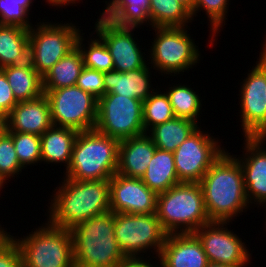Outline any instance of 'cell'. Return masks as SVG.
<instances>
[{"label":"cell","instance_id":"obj_1","mask_svg":"<svg viewBox=\"0 0 266 267\" xmlns=\"http://www.w3.org/2000/svg\"><path fill=\"white\" fill-rule=\"evenodd\" d=\"M52 190L47 220L56 227L72 229L91 217L110 211V180L79 181L60 177Z\"/></svg>","mask_w":266,"mask_h":267},{"label":"cell","instance_id":"obj_2","mask_svg":"<svg viewBox=\"0 0 266 267\" xmlns=\"http://www.w3.org/2000/svg\"><path fill=\"white\" fill-rule=\"evenodd\" d=\"M199 183L210 221L235 222L236 217L252 208L246 196L241 165L236 156L227 149Z\"/></svg>","mask_w":266,"mask_h":267},{"label":"cell","instance_id":"obj_3","mask_svg":"<svg viewBox=\"0 0 266 267\" xmlns=\"http://www.w3.org/2000/svg\"><path fill=\"white\" fill-rule=\"evenodd\" d=\"M114 227L115 213L108 211L70 229L75 267H121L129 261L117 243Z\"/></svg>","mask_w":266,"mask_h":267},{"label":"cell","instance_id":"obj_4","mask_svg":"<svg viewBox=\"0 0 266 267\" xmlns=\"http://www.w3.org/2000/svg\"><path fill=\"white\" fill-rule=\"evenodd\" d=\"M119 143L95 129L79 132L63 177L79 181L110 180L118 169Z\"/></svg>","mask_w":266,"mask_h":267},{"label":"cell","instance_id":"obj_5","mask_svg":"<svg viewBox=\"0 0 266 267\" xmlns=\"http://www.w3.org/2000/svg\"><path fill=\"white\" fill-rule=\"evenodd\" d=\"M153 29V30H152ZM149 31H154L153 40L146 50L148 64L160 74V77L170 78V76L183 77L184 72L190 71L201 64V52L196 44L197 41L191 37L188 27H153ZM188 29V30H187ZM196 42V44H195ZM151 45V46H148ZM166 77H165V76ZM168 75V76H167ZM170 75V76H169Z\"/></svg>","mask_w":266,"mask_h":267},{"label":"cell","instance_id":"obj_6","mask_svg":"<svg viewBox=\"0 0 266 267\" xmlns=\"http://www.w3.org/2000/svg\"><path fill=\"white\" fill-rule=\"evenodd\" d=\"M156 214L168 233H194L209 223L200 183H180L157 196Z\"/></svg>","mask_w":266,"mask_h":267},{"label":"cell","instance_id":"obj_7","mask_svg":"<svg viewBox=\"0 0 266 267\" xmlns=\"http://www.w3.org/2000/svg\"><path fill=\"white\" fill-rule=\"evenodd\" d=\"M37 227L22 237L7 232L20 248L23 267H75L71 231L47 220Z\"/></svg>","mask_w":266,"mask_h":267},{"label":"cell","instance_id":"obj_8","mask_svg":"<svg viewBox=\"0 0 266 267\" xmlns=\"http://www.w3.org/2000/svg\"><path fill=\"white\" fill-rule=\"evenodd\" d=\"M114 232L117 243L129 260L157 259L168 235L156 213H115Z\"/></svg>","mask_w":266,"mask_h":267},{"label":"cell","instance_id":"obj_9","mask_svg":"<svg viewBox=\"0 0 266 267\" xmlns=\"http://www.w3.org/2000/svg\"><path fill=\"white\" fill-rule=\"evenodd\" d=\"M39 20L37 25L29 29V61L43 77L76 47L77 37L83 29L71 20L70 23L47 21L44 18Z\"/></svg>","mask_w":266,"mask_h":267},{"label":"cell","instance_id":"obj_10","mask_svg":"<svg viewBox=\"0 0 266 267\" xmlns=\"http://www.w3.org/2000/svg\"><path fill=\"white\" fill-rule=\"evenodd\" d=\"M55 126L78 132L93 130L97 121L98 100L78 86L43 89Z\"/></svg>","mask_w":266,"mask_h":267},{"label":"cell","instance_id":"obj_11","mask_svg":"<svg viewBox=\"0 0 266 267\" xmlns=\"http://www.w3.org/2000/svg\"><path fill=\"white\" fill-rule=\"evenodd\" d=\"M143 101L118 94L98 100L95 130L119 141L145 134Z\"/></svg>","mask_w":266,"mask_h":267},{"label":"cell","instance_id":"obj_12","mask_svg":"<svg viewBox=\"0 0 266 267\" xmlns=\"http://www.w3.org/2000/svg\"><path fill=\"white\" fill-rule=\"evenodd\" d=\"M219 137L199 126L173 152L180 183H199L212 164L226 150Z\"/></svg>","mask_w":266,"mask_h":267},{"label":"cell","instance_id":"obj_13","mask_svg":"<svg viewBox=\"0 0 266 267\" xmlns=\"http://www.w3.org/2000/svg\"><path fill=\"white\" fill-rule=\"evenodd\" d=\"M257 60L238 83V122L243 137H266V64L259 57Z\"/></svg>","mask_w":266,"mask_h":267},{"label":"cell","instance_id":"obj_14","mask_svg":"<svg viewBox=\"0 0 266 267\" xmlns=\"http://www.w3.org/2000/svg\"><path fill=\"white\" fill-rule=\"evenodd\" d=\"M230 223L232 224V222L210 221L197 229L194 234L202 243L209 263L229 266L252 265L251 249L242 240L241 235L228 227Z\"/></svg>","mask_w":266,"mask_h":267},{"label":"cell","instance_id":"obj_15","mask_svg":"<svg viewBox=\"0 0 266 267\" xmlns=\"http://www.w3.org/2000/svg\"><path fill=\"white\" fill-rule=\"evenodd\" d=\"M95 34L105 43L113 58V69L120 72L137 70L148 64L146 48H142L141 39L134 37L137 28L121 27L101 14L93 22ZM142 48V49H141ZM144 50V52H143ZM144 55V56H143Z\"/></svg>","mask_w":266,"mask_h":267},{"label":"cell","instance_id":"obj_16","mask_svg":"<svg viewBox=\"0 0 266 267\" xmlns=\"http://www.w3.org/2000/svg\"><path fill=\"white\" fill-rule=\"evenodd\" d=\"M244 145V146H243ZM266 137H244L238 159L244 178L247 199L253 208L266 205ZM238 156V157H237ZM241 156V157H240Z\"/></svg>","mask_w":266,"mask_h":267},{"label":"cell","instance_id":"obj_17","mask_svg":"<svg viewBox=\"0 0 266 267\" xmlns=\"http://www.w3.org/2000/svg\"><path fill=\"white\" fill-rule=\"evenodd\" d=\"M110 211L114 213L151 214L157 210L158 194L140 178L115 173L110 179Z\"/></svg>","mask_w":266,"mask_h":267},{"label":"cell","instance_id":"obj_18","mask_svg":"<svg viewBox=\"0 0 266 267\" xmlns=\"http://www.w3.org/2000/svg\"><path fill=\"white\" fill-rule=\"evenodd\" d=\"M53 125L50 104L45 94L37 99L18 102L2 121V127L7 132L39 136Z\"/></svg>","mask_w":266,"mask_h":267},{"label":"cell","instance_id":"obj_19","mask_svg":"<svg viewBox=\"0 0 266 267\" xmlns=\"http://www.w3.org/2000/svg\"><path fill=\"white\" fill-rule=\"evenodd\" d=\"M157 260L158 267H206L209 263L194 233L168 234Z\"/></svg>","mask_w":266,"mask_h":267},{"label":"cell","instance_id":"obj_20","mask_svg":"<svg viewBox=\"0 0 266 267\" xmlns=\"http://www.w3.org/2000/svg\"><path fill=\"white\" fill-rule=\"evenodd\" d=\"M153 70L154 69L147 64L143 68L127 72H120L114 69L112 71L103 72L105 94H118L144 101L158 87H153L154 83H152V80L155 77L152 76H156L155 74L152 75Z\"/></svg>","mask_w":266,"mask_h":267},{"label":"cell","instance_id":"obj_21","mask_svg":"<svg viewBox=\"0 0 266 267\" xmlns=\"http://www.w3.org/2000/svg\"><path fill=\"white\" fill-rule=\"evenodd\" d=\"M155 151L156 146L147 133L121 140L117 173L141 179Z\"/></svg>","mask_w":266,"mask_h":267},{"label":"cell","instance_id":"obj_22","mask_svg":"<svg viewBox=\"0 0 266 267\" xmlns=\"http://www.w3.org/2000/svg\"><path fill=\"white\" fill-rule=\"evenodd\" d=\"M79 132L66 127L51 126L41 136V163L52 166H64L66 171L70 165L73 145Z\"/></svg>","mask_w":266,"mask_h":267},{"label":"cell","instance_id":"obj_23","mask_svg":"<svg viewBox=\"0 0 266 267\" xmlns=\"http://www.w3.org/2000/svg\"><path fill=\"white\" fill-rule=\"evenodd\" d=\"M106 7L100 12L115 25L129 28H152L148 15L150 0H104ZM144 25V26H143ZM142 26V27H141Z\"/></svg>","mask_w":266,"mask_h":267},{"label":"cell","instance_id":"obj_24","mask_svg":"<svg viewBox=\"0 0 266 267\" xmlns=\"http://www.w3.org/2000/svg\"><path fill=\"white\" fill-rule=\"evenodd\" d=\"M18 102L37 99L44 94L43 78L28 60L1 68Z\"/></svg>","mask_w":266,"mask_h":267},{"label":"cell","instance_id":"obj_25","mask_svg":"<svg viewBox=\"0 0 266 267\" xmlns=\"http://www.w3.org/2000/svg\"><path fill=\"white\" fill-rule=\"evenodd\" d=\"M29 60V30L0 24V69Z\"/></svg>","mask_w":266,"mask_h":267},{"label":"cell","instance_id":"obj_26","mask_svg":"<svg viewBox=\"0 0 266 267\" xmlns=\"http://www.w3.org/2000/svg\"><path fill=\"white\" fill-rule=\"evenodd\" d=\"M176 82L179 83H168V88L166 85L161 88H165L164 91L169 98L175 117L191 120L201 126L202 121L200 118L202 116L200 114L204 112L202 106H204L203 100H205V98L200 97L199 91L201 90L194 91L195 87L191 88V84L181 83L180 80Z\"/></svg>","mask_w":266,"mask_h":267},{"label":"cell","instance_id":"obj_27","mask_svg":"<svg viewBox=\"0 0 266 267\" xmlns=\"http://www.w3.org/2000/svg\"><path fill=\"white\" fill-rule=\"evenodd\" d=\"M144 184L157 194L180 184L174 162V154L156 148V151L141 177Z\"/></svg>","mask_w":266,"mask_h":267},{"label":"cell","instance_id":"obj_28","mask_svg":"<svg viewBox=\"0 0 266 267\" xmlns=\"http://www.w3.org/2000/svg\"><path fill=\"white\" fill-rule=\"evenodd\" d=\"M199 125L191 120L174 117L151 128L147 134L156 148L174 152Z\"/></svg>","mask_w":266,"mask_h":267},{"label":"cell","instance_id":"obj_29","mask_svg":"<svg viewBox=\"0 0 266 267\" xmlns=\"http://www.w3.org/2000/svg\"><path fill=\"white\" fill-rule=\"evenodd\" d=\"M83 68L82 53L76 46L42 77L43 89L74 86Z\"/></svg>","mask_w":266,"mask_h":267},{"label":"cell","instance_id":"obj_30","mask_svg":"<svg viewBox=\"0 0 266 267\" xmlns=\"http://www.w3.org/2000/svg\"><path fill=\"white\" fill-rule=\"evenodd\" d=\"M148 15L152 28L188 27L193 22L191 12L177 0H150Z\"/></svg>","mask_w":266,"mask_h":267},{"label":"cell","instance_id":"obj_31","mask_svg":"<svg viewBox=\"0 0 266 267\" xmlns=\"http://www.w3.org/2000/svg\"><path fill=\"white\" fill-rule=\"evenodd\" d=\"M84 34L85 33L81 32L76 41V46L82 53L84 67L101 72L112 71L113 58L105 43L95 34V32L89 34L88 38L90 39L84 37Z\"/></svg>","mask_w":266,"mask_h":267},{"label":"cell","instance_id":"obj_32","mask_svg":"<svg viewBox=\"0 0 266 267\" xmlns=\"http://www.w3.org/2000/svg\"><path fill=\"white\" fill-rule=\"evenodd\" d=\"M230 2V3H229ZM231 5V0H195L193 10L191 12L193 21L198 17V14L202 11L205 12V18L207 15L208 21L206 20L205 23H208V27L210 28L209 31V38L207 43V48H214L215 42H217L219 32L223 30L226 25V20L228 17V10L229 6ZM198 13V14H197ZM210 26V27H209ZM221 28V29H220ZM214 46V47H213Z\"/></svg>","mask_w":266,"mask_h":267},{"label":"cell","instance_id":"obj_33","mask_svg":"<svg viewBox=\"0 0 266 267\" xmlns=\"http://www.w3.org/2000/svg\"><path fill=\"white\" fill-rule=\"evenodd\" d=\"M158 87L146 100L143 101V126L147 133L154 126L171 120L175 117L166 92ZM162 90V91H161Z\"/></svg>","mask_w":266,"mask_h":267},{"label":"cell","instance_id":"obj_34","mask_svg":"<svg viewBox=\"0 0 266 267\" xmlns=\"http://www.w3.org/2000/svg\"><path fill=\"white\" fill-rule=\"evenodd\" d=\"M24 168L20 165L11 135L1 126L0 127V182L5 186L17 179L19 174L23 176ZM16 175V176H15ZM13 178V179H11ZM8 180V181H7Z\"/></svg>","mask_w":266,"mask_h":267},{"label":"cell","instance_id":"obj_35","mask_svg":"<svg viewBox=\"0 0 266 267\" xmlns=\"http://www.w3.org/2000/svg\"><path fill=\"white\" fill-rule=\"evenodd\" d=\"M15 147L20 165L26 170L27 166L41 164V138L36 134L8 132Z\"/></svg>","mask_w":266,"mask_h":267},{"label":"cell","instance_id":"obj_36","mask_svg":"<svg viewBox=\"0 0 266 267\" xmlns=\"http://www.w3.org/2000/svg\"><path fill=\"white\" fill-rule=\"evenodd\" d=\"M36 0H0V24L16 25L25 29L34 26L30 10Z\"/></svg>","mask_w":266,"mask_h":267},{"label":"cell","instance_id":"obj_37","mask_svg":"<svg viewBox=\"0 0 266 267\" xmlns=\"http://www.w3.org/2000/svg\"><path fill=\"white\" fill-rule=\"evenodd\" d=\"M99 100L105 94L103 72L84 67L75 84Z\"/></svg>","mask_w":266,"mask_h":267},{"label":"cell","instance_id":"obj_38","mask_svg":"<svg viewBox=\"0 0 266 267\" xmlns=\"http://www.w3.org/2000/svg\"><path fill=\"white\" fill-rule=\"evenodd\" d=\"M0 267H23L20 248L8 233L0 239Z\"/></svg>","mask_w":266,"mask_h":267},{"label":"cell","instance_id":"obj_39","mask_svg":"<svg viewBox=\"0 0 266 267\" xmlns=\"http://www.w3.org/2000/svg\"><path fill=\"white\" fill-rule=\"evenodd\" d=\"M18 103L8 84L4 72L0 69V121L2 122Z\"/></svg>","mask_w":266,"mask_h":267},{"label":"cell","instance_id":"obj_40","mask_svg":"<svg viewBox=\"0 0 266 267\" xmlns=\"http://www.w3.org/2000/svg\"><path fill=\"white\" fill-rule=\"evenodd\" d=\"M43 1H45V3H47V5H49L50 7L52 6V8L53 7H56V8H54V9H60V7H66L67 8V6H78V4H80L81 3V1H82V3H83V0H43ZM76 3H78L77 5H76Z\"/></svg>","mask_w":266,"mask_h":267},{"label":"cell","instance_id":"obj_41","mask_svg":"<svg viewBox=\"0 0 266 267\" xmlns=\"http://www.w3.org/2000/svg\"><path fill=\"white\" fill-rule=\"evenodd\" d=\"M129 260L124 263L121 267H158L157 260ZM155 262V263H154Z\"/></svg>","mask_w":266,"mask_h":267},{"label":"cell","instance_id":"obj_42","mask_svg":"<svg viewBox=\"0 0 266 267\" xmlns=\"http://www.w3.org/2000/svg\"><path fill=\"white\" fill-rule=\"evenodd\" d=\"M182 3L190 12L193 10L195 0H177Z\"/></svg>","mask_w":266,"mask_h":267},{"label":"cell","instance_id":"obj_43","mask_svg":"<svg viewBox=\"0 0 266 267\" xmlns=\"http://www.w3.org/2000/svg\"><path fill=\"white\" fill-rule=\"evenodd\" d=\"M206 267H248V266H229L225 264L208 263Z\"/></svg>","mask_w":266,"mask_h":267},{"label":"cell","instance_id":"obj_44","mask_svg":"<svg viewBox=\"0 0 266 267\" xmlns=\"http://www.w3.org/2000/svg\"><path fill=\"white\" fill-rule=\"evenodd\" d=\"M259 58L266 64V48H261Z\"/></svg>","mask_w":266,"mask_h":267},{"label":"cell","instance_id":"obj_45","mask_svg":"<svg viewBox=\"0 0 266 267\" xmlns=\"http://www.w3.org/2000/svg\"><path fill=\"white\" fill-rule=\"evenodd\" d=\"M3 226H5V225H1V223H0V239H2L6 234H7V228H4Z\"/></svg>","mask_w":266,"mask_h":267},{"label":"cell","instance_id":"obj_46","mask_svg":"<svg viewBox=\"0 0 266 267\" xmlns=\"http://www.w3.org/2000/svg\"><path fill=\"white\" fill-rule=\"evenodd\" d=\"M265 33H266V31H265ZM263 36H265V37H262V38H265V39H264V42L261 44L262 45L261 48H266V35H263Z\"/></svg>","mask_w":266,"mask_h":267},{"label":"cell","instance_id":"obj_47","mask_svg":"<svg viewBox=\"0 0 266 267\" xmlns=\"http://www.w3.org/2000/svg\"><path fill=\"white\" fill-rule=\"evenodd\" d=\"M3 188L5 189L6 186L4 187V185L0 182V195L2 194ZM2 190V191H1ZM1 198V197H0Z\"/></svg>","mask_w":266,"mask_h":267},{"label":"cell","instance_id":"obj_48","mask_svg":"<svg viewBox=\"0 0 266 267\" xmlns=\"http://www.w3.org/2000/svg\"><path fill=\"white\" fill-rule=\"evenodd\" d=\"M263 208H265L264 211H265V213H266V205H265ZM265 218H266V216H265ZM264 225H265V226H264V227H265L264 229H265V231H266V219H265Z\"/></svg>","mask_w":266,"mask_h":267}]
</instances>
